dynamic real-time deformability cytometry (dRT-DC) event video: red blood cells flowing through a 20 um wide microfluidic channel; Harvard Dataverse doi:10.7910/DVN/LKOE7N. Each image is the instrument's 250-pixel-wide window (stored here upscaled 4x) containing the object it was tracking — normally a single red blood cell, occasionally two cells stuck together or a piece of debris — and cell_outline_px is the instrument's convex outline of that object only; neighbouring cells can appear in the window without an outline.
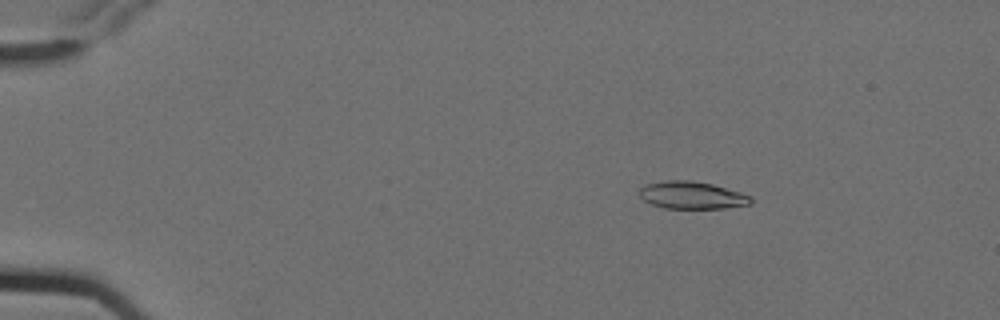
{"species": "Egyptian fruit bat (a non-hibernating species)", "species_latin": "Rousettus aegyptiacus", "temperature_condition": "cold", "stored_images_in_passage": 6, "camera_frame_rate_fps": 3000, "um_per_image_px": 0.085, "animal": {"sex": "female"}, "frame": {"image": 1, "passage_image": 3, "time_ms": 0.667, "image_size_px": [1000, 320], "cell_outline_px": [[752, 204], [724, 208], [664, 208], [652, 204], [644, 200], [640, 196], [640, 188], [644, 184], [664, 180], [692, 180], [712, 184], [740, 192], [752, 196]], "centroid_in_image_um": [58.81, 16.58], "position_along_channel_um": 26.2, "area_um2": 17.86}}
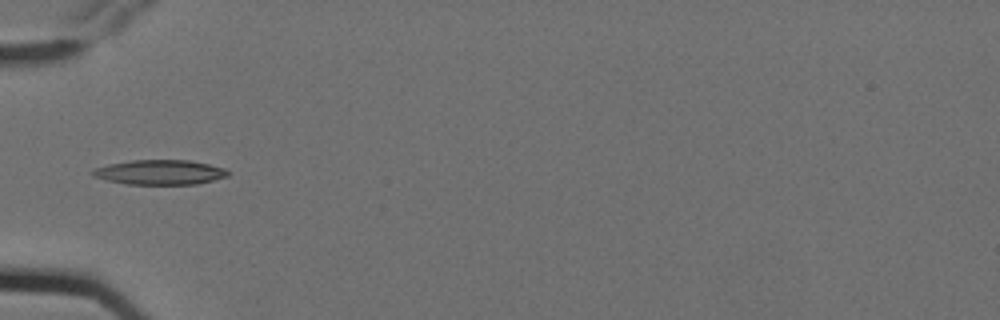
{"frame": {"image": 2, "passage_image": 6, "time_ms": 1.667, "image_size_px": [1000, 320], "cell_outline_px": [[228, 176], [196, 184], [128, 184], [108, 180], [92, 176], [88, 172], [96, 168], [108, 164], [132, 160], [188, 160], [208, 164], [224, 168], [228, 172]], "centroid_in_image_um": [13.55, 14.64], "position_along_channel_um": 71.4, "area_um2": 19.36}}